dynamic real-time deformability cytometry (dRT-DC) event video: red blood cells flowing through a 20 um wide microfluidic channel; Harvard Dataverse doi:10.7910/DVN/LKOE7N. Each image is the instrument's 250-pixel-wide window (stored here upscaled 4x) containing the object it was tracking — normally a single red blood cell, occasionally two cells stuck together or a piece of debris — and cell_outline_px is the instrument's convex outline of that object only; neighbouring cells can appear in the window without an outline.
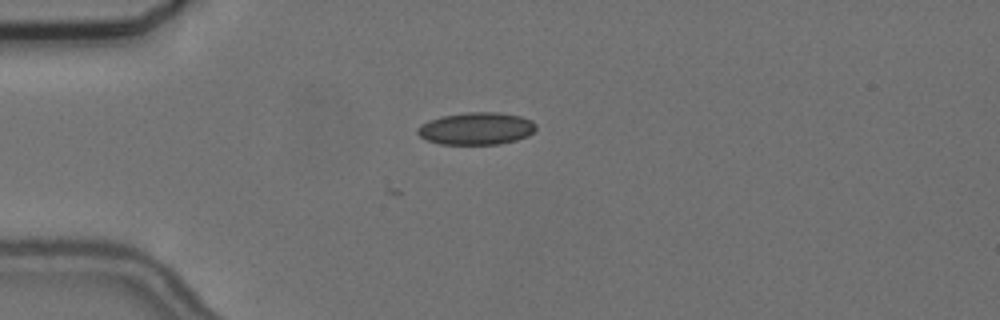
{"species": "common noctule bat (a hibernating species)", "species_latin": "Nyctalus noctula", "temperature_condition": "cold", "stored_images_in_passage": 6, "camera_frame_rate_fps": 3000, "um_per_image_px": 0.085, "animal": {"sex": "female", "body_mass_g": 24.6, "forearm_length_mm": 56.2}, "frame": {"image": 1, "passage_image": 1, "time_ms": 0.0, "image_size_px": [1000, 320], "cell_outline_px": [[536, 128], [528, 136], [516, 140], [500, 144], [440, 144], [428, 140], [420, 136], [416, 132], [416, 128], [420, 124], [428, 120], [440, 116], [464, 112], [500, 112], [520, 116], [532, 120], [536, 124]], "centroid_in_image_um": [40.47, 10.91], "position_along_channel_um": 44.5, "area_um2": 22.54}}